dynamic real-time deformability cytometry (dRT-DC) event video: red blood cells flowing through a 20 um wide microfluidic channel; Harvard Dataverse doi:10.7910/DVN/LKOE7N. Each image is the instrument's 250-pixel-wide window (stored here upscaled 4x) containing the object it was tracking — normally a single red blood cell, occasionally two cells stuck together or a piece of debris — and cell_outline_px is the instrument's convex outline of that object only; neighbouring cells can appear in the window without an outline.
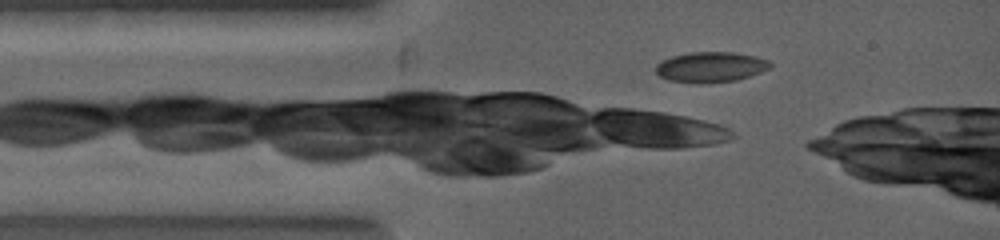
{"species": "common noctule bat (a hibernating species)", "species_latin": "Nyctalus noctula", "temperature_condition": "warm", "stored_images_in_passage": 7, "camera_frame_rate_fps": 5000, "um_per_image_px": 0.085, "animal": {"sex": "female", "body_mass_g": 19.0, "forearm_length_mm": 53.3}, "frame": {"image": 1, "passage_image": 5, "time_ms": 1.0, "image_size_px": [1000, 240], "cell_outline_px": [[772, 64], [768, 68], [760, 72], [736, 80], [668, 80], [660, 76], [656, 72], [656, 64], [660, 60], [672, 56], [692, 52], [732, 52], [752, 56], [768, 60]], "centroid_in_image_um": [60.39, 5.64], "position_along_channel_um": 24.6, "area_um2": 19.13}}